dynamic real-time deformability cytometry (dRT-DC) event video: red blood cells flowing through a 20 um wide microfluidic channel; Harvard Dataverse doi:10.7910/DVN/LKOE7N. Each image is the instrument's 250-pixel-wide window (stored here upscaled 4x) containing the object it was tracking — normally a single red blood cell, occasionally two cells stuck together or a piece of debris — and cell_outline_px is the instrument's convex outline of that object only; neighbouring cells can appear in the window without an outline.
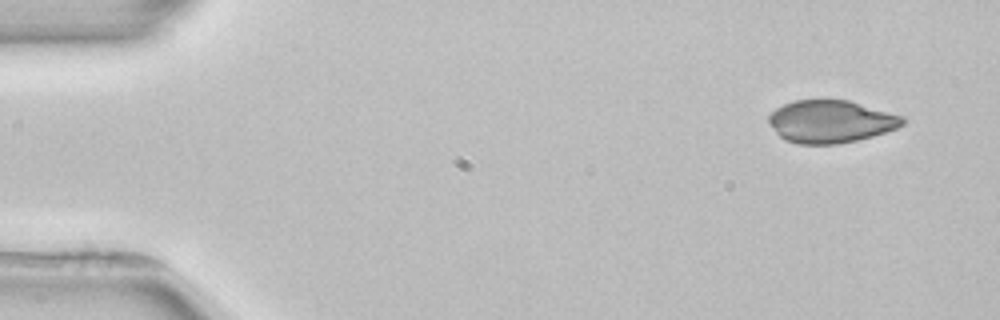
{"species": "common noctule bat (a hibernating species)", "species_latin": "Nyctalus noctula", "temperature_condition": "room temperature", "stored_images_in_passage": 5, "camera_frame_rate_fps": 3000, "um_per_image_px": 0.085, "animal": {"sex": "female", "body_mass_g": 22.7, "forearm_length_mm": 54.2}, "frame": {"image": 1, "passage_image": 1, "time_ms": 0.0, "image_size_px": [1000, 320], "cell_outline_px": [[908, 120], [904, 124], [896, 128], [872, 136], [856, 140], [836, 144], [796, 144], [784, 140], [768, 124], [768, 116], [776, 108], [792, 100], [848, 100], [904, 116]], "centroid_in_image_um": [70.6, 10.33], "position_along_channel_um": 14.4, "area_um2": 33.29}}